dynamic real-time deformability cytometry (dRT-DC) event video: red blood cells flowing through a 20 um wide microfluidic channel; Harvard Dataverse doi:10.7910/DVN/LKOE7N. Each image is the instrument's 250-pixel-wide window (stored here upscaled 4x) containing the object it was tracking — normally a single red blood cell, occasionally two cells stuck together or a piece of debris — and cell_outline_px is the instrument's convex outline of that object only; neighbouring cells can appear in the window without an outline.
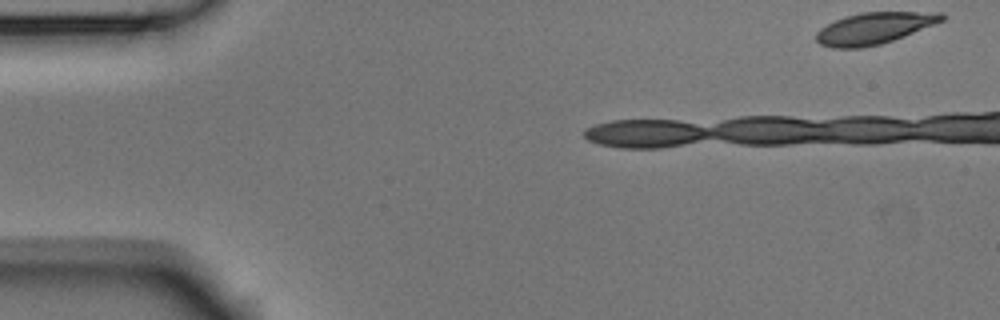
{"species": "Egyptian fruit bat (a non-hibernating species)", "species_latin": "Rousettus aegyptiacus", "temperature_condition": "room temperature", "stored_images_in_passage": 11, "camera_frame_rate_fps": 3000, "um_per_image_px": 0.085, "animal": {"sex": "male"}, "frame": {"image": 1, "passage_image": 1, "time_ms": 0.0, "image_size_px": [1000, 320], "cell_outline_px": [[944, 20], [904, 36], [880, 44], [860, 48], [832, 48], [820, 44], [816, 40], [816, 32], [820, 28], [844, 16], [860, 12], [944, 12]], "centroid_in_image_um": [74.28, 2.39], "position_along_channel_um": 10.7, "area_um2": 23.0}}